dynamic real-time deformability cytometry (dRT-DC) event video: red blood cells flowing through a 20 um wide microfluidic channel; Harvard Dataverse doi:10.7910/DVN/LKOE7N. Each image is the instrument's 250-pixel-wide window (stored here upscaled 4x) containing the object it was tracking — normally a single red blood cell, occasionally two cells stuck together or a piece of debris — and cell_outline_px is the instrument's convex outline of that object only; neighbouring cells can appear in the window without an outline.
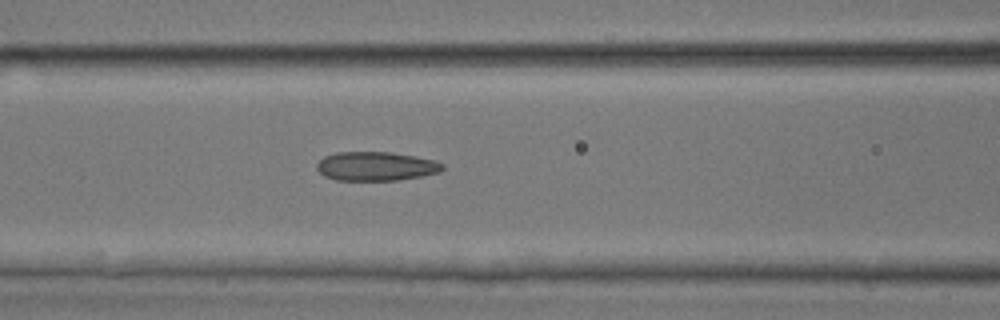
{"species": "common noctule bat (a hibernating species)", "species_latin": "Nyctalus noctula", "temperature_condition": "room temperature", "stored_images_in_passage": 18, "camera_frame_rate_fps": 3000, "um_per_image_px": 0.085, "animal": {"sex": "male", "body_mass_g": 17.9, "forearm_length_mm": 54.2}, "frame": {"image": 1, "passage_image": 13, "time_ms": 4.0, "image_size_px": [1000, 320], "cell_outline_px": [[444, 168], [440, 172], [420, 176], [396, 180], [336, 180], [324, 176], [316, 168], [316, 164], [324, 156], [336, 152], [392, 152], [416, 156], [436, 160], [444, 164]], "centroid_in_image_um": [31.96, 14.12], "position_along_channel_um": 134.6, "area_um2": 21.33}}
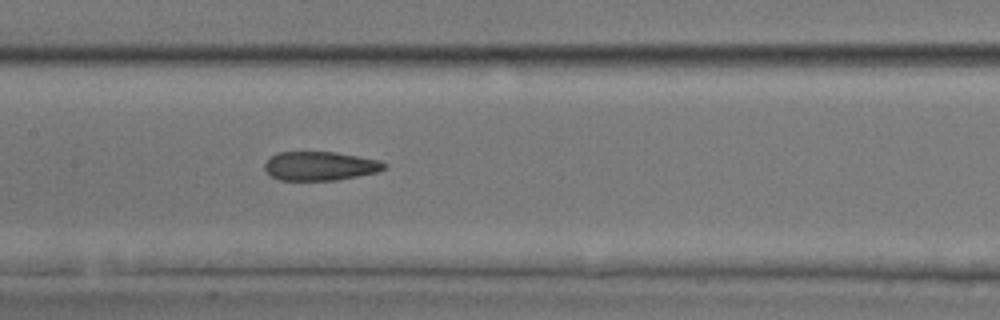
{"frame": {"image": 2, "passage_image": 16, "time_ms": 5.0, "image_size_px": [1000, 320], "cell_outline_px": [[388, 164], [384, 168], [376, 172], [336, 180], [280, 180], [272, 176], [264, 168], [264, 164], [268, 156], [276, 152], [336, 152], [380, 160]], "centroid_in_image_um": [27.17, 14.09], "position_along_channel_um": 180.2, "area_um2": 20.17}}